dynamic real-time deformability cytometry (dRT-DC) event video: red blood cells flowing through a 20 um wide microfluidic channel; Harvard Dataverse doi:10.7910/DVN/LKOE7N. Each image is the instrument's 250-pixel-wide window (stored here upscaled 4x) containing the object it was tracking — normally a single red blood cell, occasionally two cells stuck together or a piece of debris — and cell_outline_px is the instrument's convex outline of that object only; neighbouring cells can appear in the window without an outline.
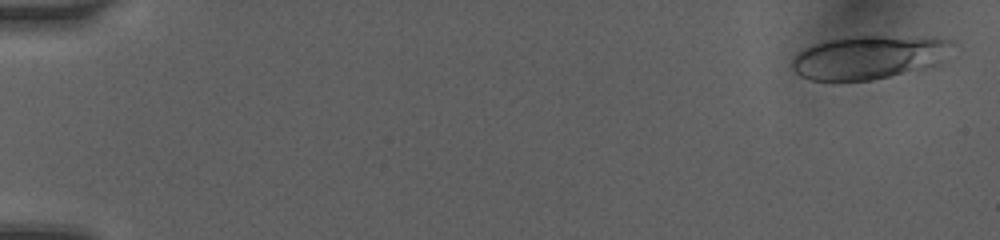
{"species": "human", "species_latin": "Homo sapiens", "temperature_condition": "room temperature", "stored_images_in_passage": 11, "camera_frame_rate_fps": 3000, "um_per_image_px": 0.085, "donor": {"sex": "female"}, "frame": {"image": 1, "passage_image": 1, "time_ms": 0.0, "image_size_px": [1000, 240], "cell_outline_px": [[956, 44], [900, 72], [888, 76], [872, 80], [832, 84], [808, 80], [800, 76], [792, 68], [792, 60], [800, 52], [816, 44], [828, 40], [856, 36], [884, 36], [952, 40]], "centroid_in_image_um": [73.45, 4.91], "position_along_channel_um": 11.6, "area_um2": 38.21}}
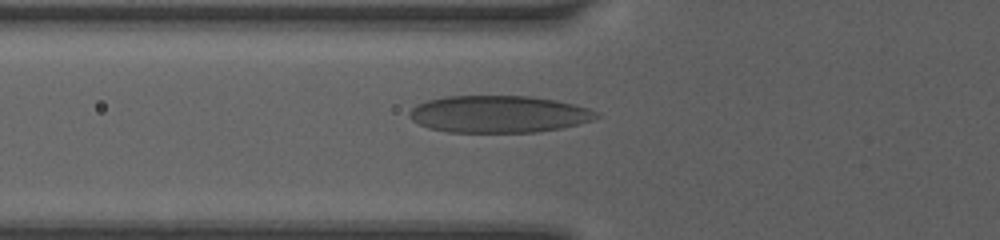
{"frame": {"image": 2, "passage_image": 8, "time_ms": 5.667, "image_size_px": [1000, 240], "cell_outline_px": [[600, 116], [592, 120], [580, 124], [564, 128], [536, 132], [448, 132], [428, 128], [412, 120], [408, 116], [408, 112], [416, 104], [428, 100], [444, 96], [532, 96], [556, 100], [588, 108], [596, 112]], "centroid_in_image_um": [42.38, 9.7], "position_along_channel_um": 83.4, "area_um2": 40.58}}
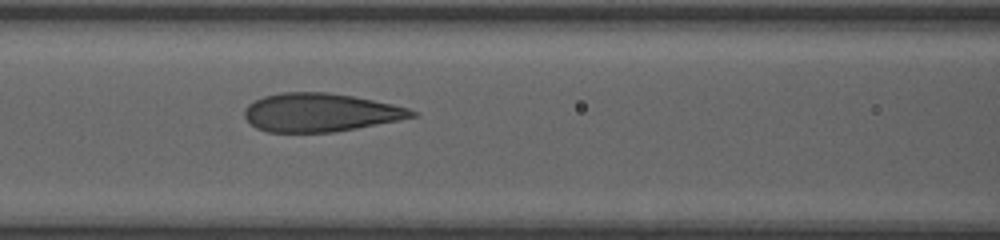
{"frame": {"image": 3, "passage_image": 10, "time_ms": 7.0, "image_size_px": [1000, 240], "cell_outline_px": [[416, 116], [356, 128], [332, 132], [268, 132], [256, 128], [244, 116], [244, 108], [248, 104], [264, 96], [280, 92], [324, 92], [352, 96], [392, 104], [408, 108], [416, 112]], "centroid_in_image_um": [27.17, 9.56], "position_along_channel_um": 139.4, "area_um2": 37.05}}